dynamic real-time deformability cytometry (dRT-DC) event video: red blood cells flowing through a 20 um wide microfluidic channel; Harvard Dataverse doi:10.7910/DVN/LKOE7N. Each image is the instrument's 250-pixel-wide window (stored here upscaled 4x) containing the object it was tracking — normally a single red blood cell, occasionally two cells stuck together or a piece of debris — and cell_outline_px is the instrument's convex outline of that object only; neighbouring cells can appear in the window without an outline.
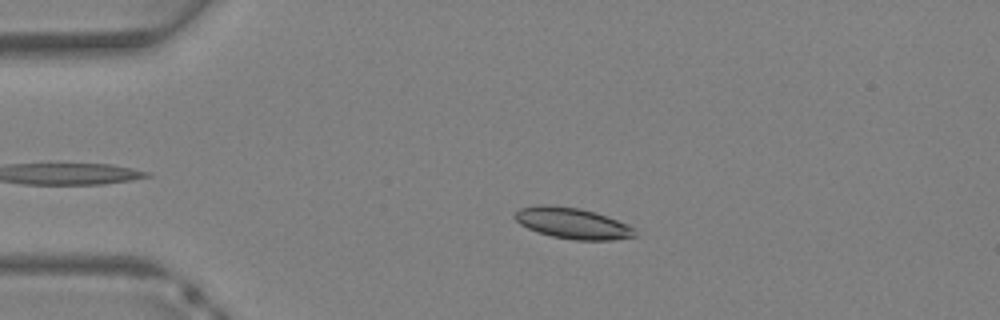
{"species": "Egyptian fruit bat (a non-hibernating species)", "species_latin": "Rousettus aegyptiacus", "temperature_condition": "warm", "stored_images_in_passage": 37, "camera_frame_rate_fps": 3000, "um_per_image_px": 0.085, "animal": {"sex": "female"}, "frame": {"image": 1, "passage_image": 8, "time_ms": 2.333, "image_size_px": [1000, 320], "cell_outline_px": [[636, 236], [616, 240], [576, 240], [552, 236], [536, 232], [520, 224], [512, 216], [520, 208], [544, 204], [548, 204], [580, 208], [596, 212], [628, 224], [636, 228]], "centroid_in_image_um": [48.69, 18.97], "position_along_channel_um": 36.3, "area_um2": 21.91}}
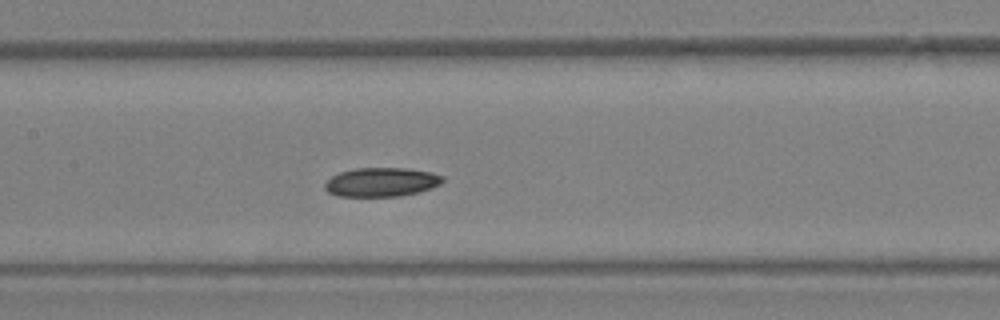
{"frame": {"image": 2, "passage_image": 18, "time_ms": 5.667, "image_size_px": [1000, 320], "cell_outline_px": [[444, 180], [440, 184], [432, 188], [420, 192], [400, 196], [340, 196], [328, 192], [324, 188], [324, 184], [332, 176], [340, 172], [352, 168], [404, 168], [432, 172], [444, 176]], "centroid_in_image_um": [32.44, 15.47], "position_along_channel_um": 175.0, "area_um2": 20.0}}
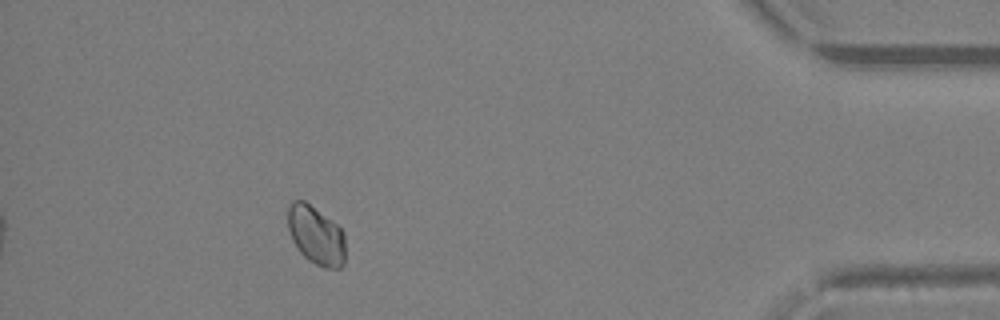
{"frame": {"image": 3, "passage_image": 34, "time_ms": 11.0, "image_size_px": [1000, 320], "cell_outline_px": [[344, 264], [340, 268], [324, 268], [308, 260], [300, 252], [292, 240], [288, 228], [288, 208], [292, 200], [304, 200], [336, 224], [344, 232]], "centroid_in_image_um": [26.85, 20.01], "position_along_channel_um": 408.3, "area_um2": 19.54}}